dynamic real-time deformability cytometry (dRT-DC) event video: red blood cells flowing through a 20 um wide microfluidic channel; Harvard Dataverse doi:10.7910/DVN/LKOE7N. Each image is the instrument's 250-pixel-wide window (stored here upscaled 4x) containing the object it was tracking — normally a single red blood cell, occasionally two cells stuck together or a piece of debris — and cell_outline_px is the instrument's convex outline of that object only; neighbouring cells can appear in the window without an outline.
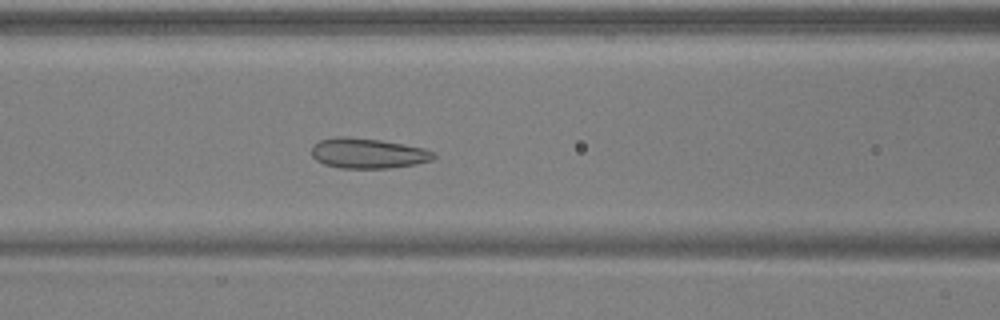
{"species": "common noctule bat (a hibernating species)", "species_latin": "Nyctalus noctula", "temperature_condition": "warm", "stored_images_in_passage": 52, "camera_frame_rate_fps": 3000, "um_per_image_px": 0.085, "animal": {"sex": "male", "body_mass_g": 17.9, "forearm_length_mm": 54.2}, "frame": {"image": 1, "passage_image": 23, "time_ms": 7.333, "image_size_px": [1000, 320], "cell_outline_px": [[436, 156], [432, 160], [416, 164], [388, 168], [340, 168], [324, 164], [316, 160], [312, 156], [312, 148], [320, 140], [336, 136], [344, 136], [380, 140], [424, 148], [436, 152]], "centroid_in_image_um": [31.29, 13.03], "position_along_channel_um": 135.3, "area_um2": 21.44}}
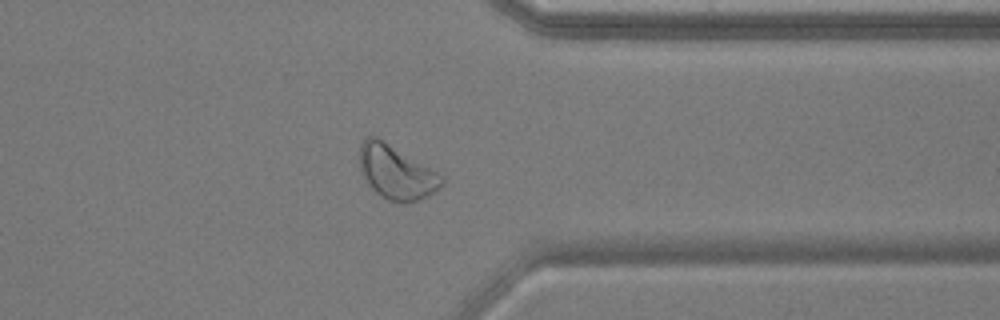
{"frame": {"image": 2, "passage_image": 42, "time_ms": 13.667, "image_size_px": [1000, 320], "cell_outline_px": [[444, 184], [428, 196], [404, 204], [388, 200], [376, 192], [364, 180], [360, 168], [360, 144], [368, 136], [376, 136], [444, 176]], "centroid_in_image_um": [33.68, 14.66], "position_along_channel_um": 377.7, "area_um2": 25.55}}
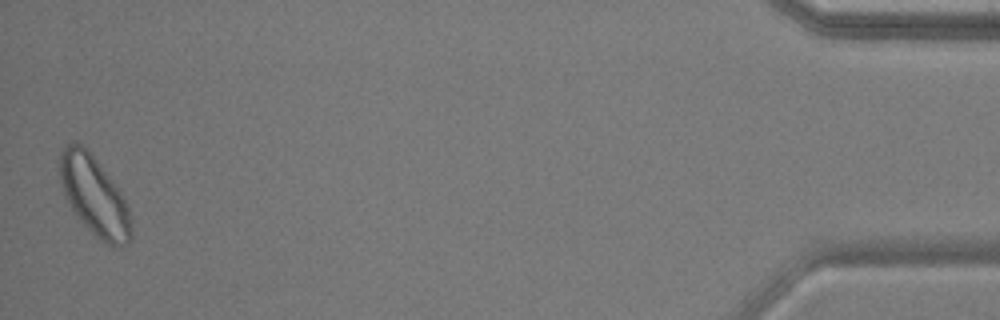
{"frame": {"image": 3, "passage_image": 52, "time_ms": 17.0, "image_size_px": [1000, 320], "cell_outline_px": [[132, 236], [128, 244], [120, 248], [108, 248], [80, 220], [64, 196], [56, 168], [60, 152], [72, 140], [76, 140], [92, 156], [108, 176], [120, 192], [128, 208], [132, 228]], "centroid_in_image_um": [7.98, 16.69], "position_along_channel_um": 427.2, "area_um2": 33.12}, "authors_computed_cell_mechanics": {"area_um2": 24.6517, "velocity_mm_per_s": 3.8951, "shape_relaxation_time_tau1_ms": null, "shape_relaxation_time_tau2_ms": 3.2169, "deformation_change_tau1": null, "deformation_change_tau2": 0.0766}}